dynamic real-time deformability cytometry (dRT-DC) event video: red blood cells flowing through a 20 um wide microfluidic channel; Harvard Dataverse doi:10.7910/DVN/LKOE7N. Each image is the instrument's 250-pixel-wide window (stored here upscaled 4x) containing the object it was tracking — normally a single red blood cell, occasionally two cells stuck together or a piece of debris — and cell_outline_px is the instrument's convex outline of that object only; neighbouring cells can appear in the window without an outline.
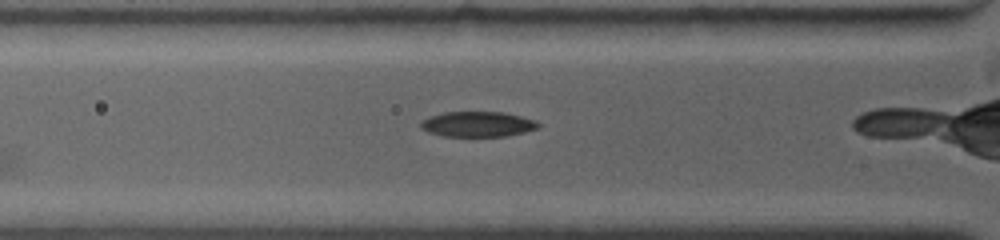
{"species": "common noctule bat (a hibernating species)", "species_latin": "Nyctalus noctula", "temperature_condition": "warm", "stored_images_in_passage": 5, "camera_frame_rate_fps": 4500, "um_per_image_px": 0.085, "animal": {"sex": "female", "body_mass_g": 19.0, "forearm_length_mm": 53.3}, "frame": {"image": 1, "passage_image": 5, "time_ms": 4.0, "image_size_px": [1000, 240], "cell_outline_px": [[540, 128], [508, 136], [444, 136], [428, 132], [420, 128], [420, 120], [428, 116], [444, 112], [504, 112], [536, 120], [540, 124]], "centroid_in_image_um": [40.59, 10.55], "position_along_channel_um": 85.2, "area_um2": 17.51}}